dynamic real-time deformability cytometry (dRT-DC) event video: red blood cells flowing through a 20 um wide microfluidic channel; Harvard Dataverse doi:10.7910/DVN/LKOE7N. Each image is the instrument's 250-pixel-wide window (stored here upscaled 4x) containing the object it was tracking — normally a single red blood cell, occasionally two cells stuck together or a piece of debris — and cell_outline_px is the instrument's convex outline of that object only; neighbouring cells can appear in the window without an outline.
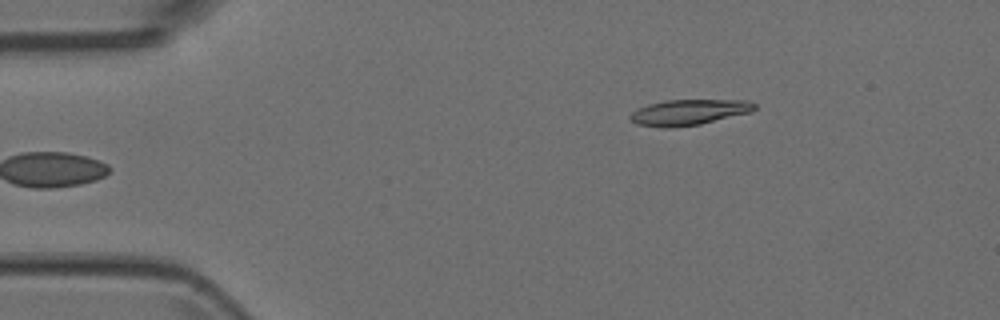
{"species": "Egyptian fruit bat (a non-hibernating species)", "species_latin": "Rousettus aegyptiacus", "temperature_condition": "room temperature", "stored_images_in_passage": 3, "camera_frame_rate_fps": 3000, "um_per_image_px": 0.085, "animal": {"sex": "female"}, "frame": {"image": 1, "passage_image": 3, "time_ms": 0.667, "image_size_px": [1000, 320], "cell_outline_px": [[756, 108], [752, 112], [700, 124], [668, 128], [660, 128], [636, 124], [628, 116], [632, 112], [648, 104], [668, 100], [748, 100], [756, 104]], "centroid_in_image_um": [58.57, 9.54], "position_along_channel_um": 26.4, "area_um2": 18.61}}